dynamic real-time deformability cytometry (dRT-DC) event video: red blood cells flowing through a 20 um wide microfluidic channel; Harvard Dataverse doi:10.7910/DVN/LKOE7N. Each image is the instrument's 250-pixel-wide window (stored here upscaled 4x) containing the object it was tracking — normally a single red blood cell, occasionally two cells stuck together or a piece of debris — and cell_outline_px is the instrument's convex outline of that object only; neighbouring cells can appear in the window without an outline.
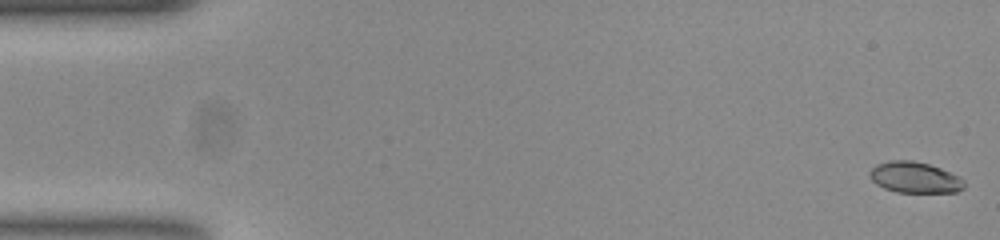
{"species": "common noctule bat (a hibernating species)", "species_latin": "Nyctalus noctula", "temperature_condition": "room temperature", "stored_images_in_passage": 54, "camera_frame_rate_fps": 3000, "um_per_image_px": 0.085, "animal": {"sex": "female", "body_mass_g": 23.0, "forearm_length_mm": 53.4}, "frame": {"image": 1, "passage_image": 1, "time_ms": 0.0, "image_size_px": [1000, 240], "cell_outline_px": [[964, 188], [956, 192], [896, 192], [884, 188], [876, 184], [872, 180], [872, 168], [876, 164], [888, 160], [912, 160], [928, 164], [940, 168], [964, 180]], "centroid_in_image_um": [77.75, 15.08], "position_along_channel_um": 7.3, "area_um2": 16.82}}
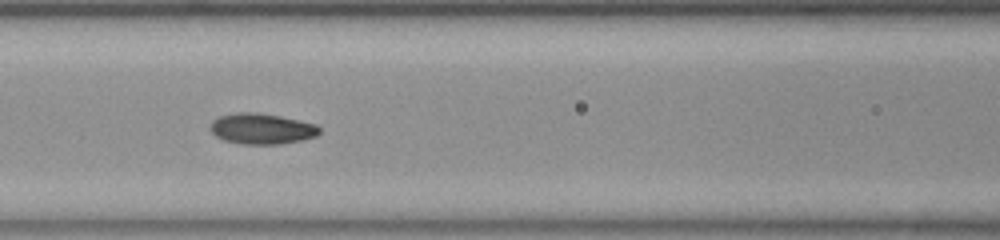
{"frame": {"image": 2, "passage_image": 23, "time_ms": 7.333, "image_size_px": [1000, 240], "cell_outline_px": [[320, 132], [316, 136], [300, 140], [280, 144], [240, 144], [224, 140], [216, 136], [208, 128], [212, 120], [220, 116], [236, 112], [256, 112], [280, 116], [316, 124], [320, 128]], "centroid_in_image_um": [22.21, 10.94], "position_along_channel_um": 144.4, "area_um2": 19.59}}
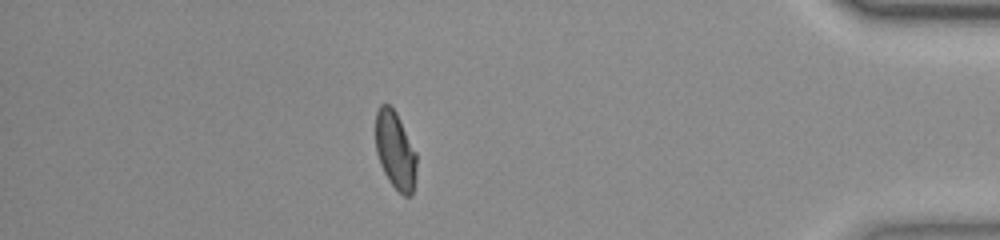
{"frame": {"image": 3, "passage_image": 47, "time_ms": 15.333, "image_size_px": [1000, 240], "cell_outline_px": [[416, 172], [412, 196], [404, 196], [388, 180], [380, 164], [376, 152], [376, 112], [380, 104], [388, 104], [396, 112], [416, 152]], "centroid_in_image_um": [33.59, 12.79], "position_along_channel_um": 401.6, "area_um2": 18.44}, "authors_computed_cell_mechanics": {"area_um2": 18.6116, "velocity_mm_per_s": 3.7888, "shape_relaxation_time_tau1_ms": 5.9243, "shape_relaxation_time_tau2_ms": 1.0337, "deformation_change_tau1": 0.193, "deformation_change_tau2": 0.0548}}